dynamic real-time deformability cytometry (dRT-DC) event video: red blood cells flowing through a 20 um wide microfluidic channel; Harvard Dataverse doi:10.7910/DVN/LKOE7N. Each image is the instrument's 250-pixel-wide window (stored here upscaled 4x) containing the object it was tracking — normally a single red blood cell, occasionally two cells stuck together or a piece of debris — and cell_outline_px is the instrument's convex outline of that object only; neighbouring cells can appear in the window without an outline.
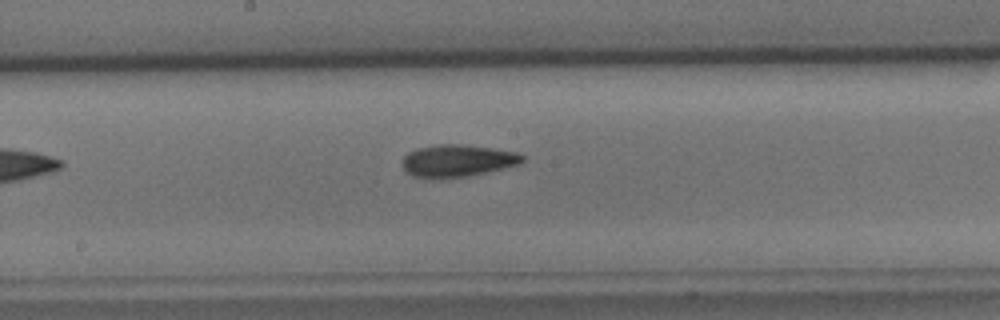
{"species": "common noctule bat (a hibernating species)", "species_latin": "Nyctalus noctula", "temperature_condition": "cold", "stored_images_in_passage": 8, "camera_frame_rate_fps": 3000, "um_per_image_px": 0.085, "animal": {"sex": "male", "body_mass_g": 15.6}, "frame": {"image": 1, "passage_image": 8, "time_ms": 9.333, "image_size_px": [1000, 320], "cell_outline_px": [[524, 160], [520, 164], [468, 176], [440, 180], [412, 176], [404, 172], [404, 156], [408, 152], [416, 148], [436, 144], [460, 144], [492, 148], [516, 152], [524, 156]], "centroid_in_image_um": [38.84, 13.67], "position_along_channel_um": 209.4, "area_um2": 22.77}}